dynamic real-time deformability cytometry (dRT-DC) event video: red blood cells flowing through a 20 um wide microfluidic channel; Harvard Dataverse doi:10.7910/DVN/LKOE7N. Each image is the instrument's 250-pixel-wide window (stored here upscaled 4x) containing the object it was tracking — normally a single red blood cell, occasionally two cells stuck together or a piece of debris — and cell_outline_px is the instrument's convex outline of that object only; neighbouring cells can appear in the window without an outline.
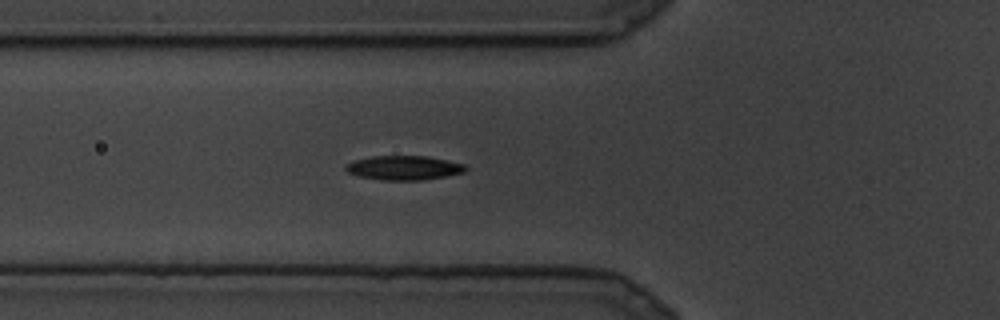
{"species": "common noctule bat (a hibernating species)", "species_latin": "Nyctalus noctula", "temperature_condition": "cold", "stored_images_in_passage": 9, "camera_frame_rate_fps": 3000, "um_per_image_px": 0.085, "animal": {"sex": "male", "body_mass_g": 19.5, "forearm_length_mm": 54.6}, "frame": {"image": 1, "passage_image": 7, "time_ms": 2.0, "image_size_px": [1000, 320], "cell_outline_px": [[468, 168], [464, 172], [448, 176], [424, 180], [380, 180], [360, 176], [348, 172], [344, 168], [344, 164], [352, 160], [372, 156], [428, 156], [448, 160], [464, 164]], "centroid_in_image_um": [34.33, 14.26], "position_along_channel_um": 91.5, "area_um2": 17.17}}
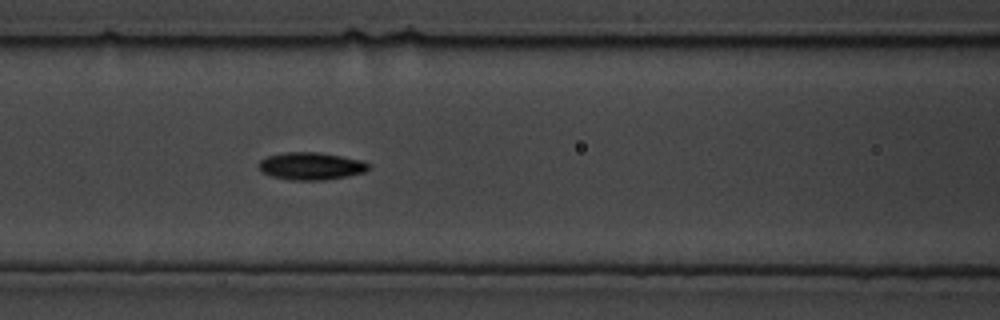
{"frame": {"image": 2, "passage_image": 9, "time_ms": 2.667, "image_size_px": [1000, 320], "cell_outline_px": [[372, 164], [364, 172], [348, 176], [324, 180], [292, 180], [272, 176], [260, 172], [260, 160], [268, 156], [284, 152], [320, 152], [360, 160]], "centroid_in_image_um": [26.44, 14.11], "position_along_channel_um": 140.2, "area_um2": 17.51}}